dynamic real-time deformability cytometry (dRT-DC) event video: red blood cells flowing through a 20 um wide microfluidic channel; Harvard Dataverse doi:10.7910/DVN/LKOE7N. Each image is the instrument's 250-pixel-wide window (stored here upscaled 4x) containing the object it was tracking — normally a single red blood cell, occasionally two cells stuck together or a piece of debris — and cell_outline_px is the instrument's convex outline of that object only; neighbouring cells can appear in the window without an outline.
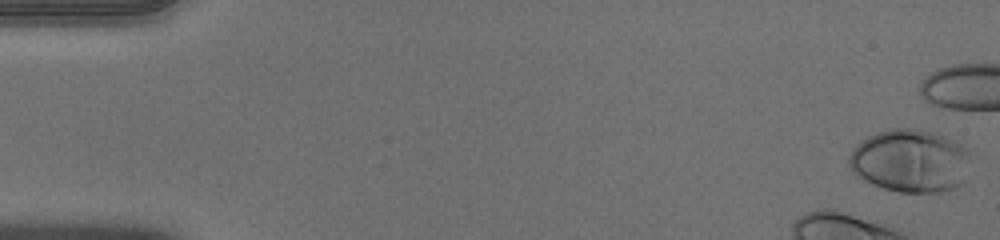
{"species": "human", "species_latin": "Homo sapiens", "temperature_condition": "warm", "stored_images_in_passage": 44, "camera_frame_rate_fps": 3000, "um_per_image_px": 0.085, "donor": {"sex": "male"}, "frame": {"image": 1, "passage_image": 1, "time_ms": 0.0, "image_size_px": [1000, 240], "cell_outline_px": [[976, 156], [968, 180], [956, 188], [940, 192], [896, 192], [884, 188], [864, 180], [856, 176], [852, 172], [848, 164], [848, 156], [852, 148], [860, 140], [868, 136], [892, 128], [912, 128], [932, 132], [944, 136], [968, 148]], "centroid_in_image_um": [77.47, 13.69], "position_along_channel_um": 7.5, "area_um2": 46.01}, "authors_computed_cell_mechanics": {"area_um2": 36.703, "velocity_mm_per_s": 3.9404, "shape_relaxation_time_tau1_ms": 2.5968, "shape_relaxation_time_tau2_ms": null, "deformation_change_tau1": 0.1414, "deformation_change_tau2": null}}